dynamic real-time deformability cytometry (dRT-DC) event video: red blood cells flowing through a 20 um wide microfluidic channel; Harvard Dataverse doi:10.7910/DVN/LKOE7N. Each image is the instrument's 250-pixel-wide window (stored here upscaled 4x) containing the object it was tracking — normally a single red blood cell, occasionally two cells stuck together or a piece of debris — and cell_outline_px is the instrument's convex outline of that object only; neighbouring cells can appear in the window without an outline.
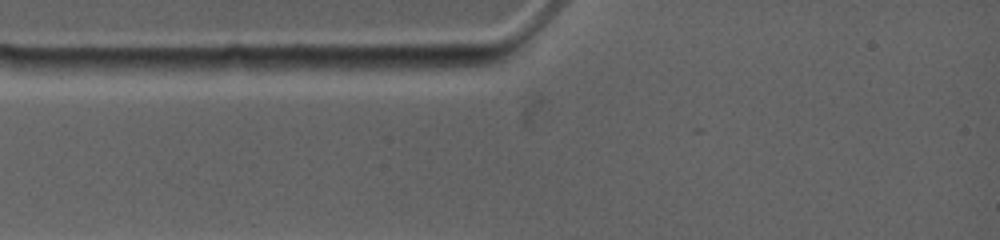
{"species": "common noctule bat (a hibernating species)", "species_latin": "Nyctalus noctula", "temperature_condition": "warm", "stored_images_in_passage": 4, "camera_frame_rate_fps": 4500, "um_per_image_px": 0.085, "animal": {"sex": "female", "body_mass_g": 19.0, "forearm_length_mm": 53.3}, "frame": {"image": 1, "passage_image": 1, "time_ms": 0.0, "image_size_px": [1000, 240], "cell_outline_px": [[504, 60], [488, 64], [452, 72], [380, 68], [380, 64], [384, 56], [488, 56]], "centroid_in_image_um": [37.06, 5.33], "position_along_channel_um": 47.9, "area_um2": 10.75}}